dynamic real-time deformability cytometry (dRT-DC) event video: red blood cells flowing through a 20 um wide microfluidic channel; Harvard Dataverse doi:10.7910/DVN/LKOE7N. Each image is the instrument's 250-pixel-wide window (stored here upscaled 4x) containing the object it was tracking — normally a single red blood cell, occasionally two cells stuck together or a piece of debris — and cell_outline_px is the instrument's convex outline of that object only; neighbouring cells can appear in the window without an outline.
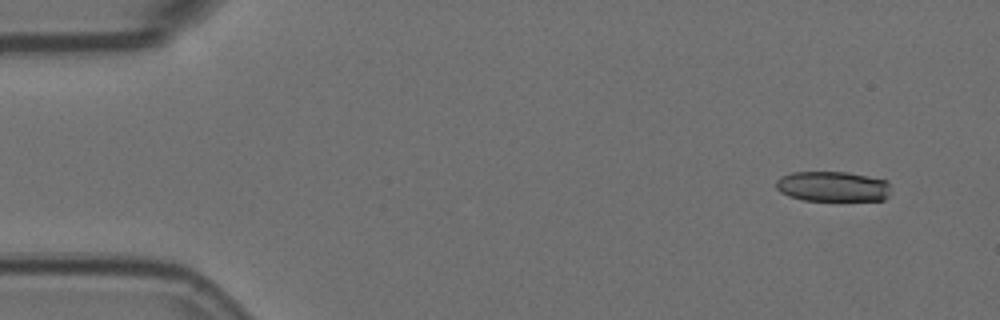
{"species": "Egyptian fruit bat (a non-hibernating species)", "species_latin": "Rousettus aegyptiacus", "temperature_condition": "room temperature", "stored_images_in_passage": 5, "camera_frame_rate_fps": 3000, "um_per_image_px": 0.085, "animal": {"sex": "female"}, "frame": {"image": 1, "passage_image": 1, "time_ms": 0.0, "image_size_px": [1000, 320], "cell_outline_px": [[892, 188], [888, 196], [884, 200], [804, 200], [788, 196], [780, 192], [776, 188], [776, 180], [780, 176], [792, 172], [848, 172], [888, 180]], "centroid_in_image_um": [70.8, 15.84], "position_along_channel_um": 14.2, "area_um2": 20.46}}
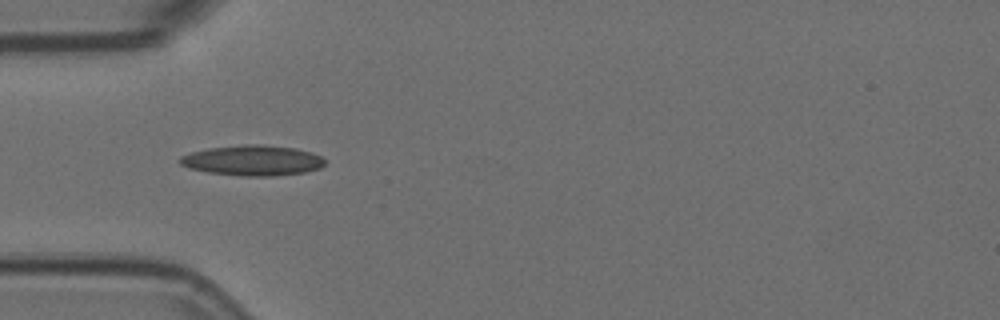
{"frame": {"image": 2, "passage_image": 4, "time_ms": 1.0, "image_size_px": [1000, 320], "cell_outline_px": [[324, 164], [320, 168], [304, 172], [276, 176], [240, 176], [208, 172], [188, 168], [180, 164], [176, 160], [180, 156], [192, 152], [208, 148], [248, 144], [256, 144], [292, 148], [312, 152], [320, 156], [324, 160]], "centroid_in_image_um": [21.43, 13.64], "position_along_channel_um": 63.6, "area_um2": 25.61}}
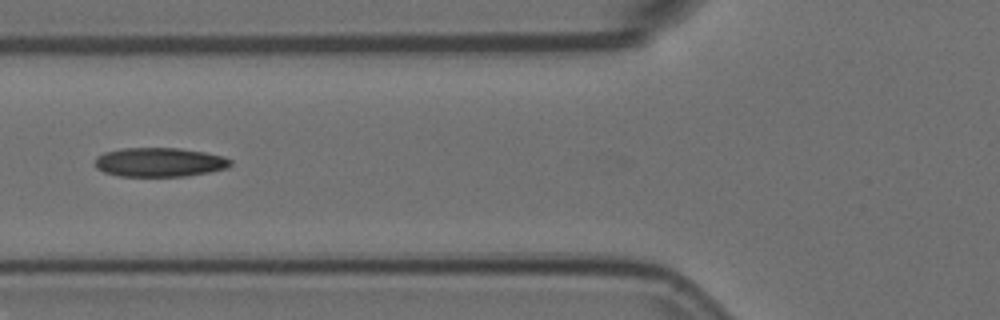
{"frame": {"image": 3, "passage_image": 5, "time_ms": 1.333, "image_size_px": [1000, 320], "cell_outline_px": [[232, 164], [228, 168], [188, 176], [120, 176], [104, 172], [96, 168], [96, 156], [104, 152], [124, 148], [180, 148], [204, 152], [224, 156], [232, 160]], "centroid_in_image_um": [13.58, 13.78], "position_along_channel_um": 112.2, "area_um2": 23.06}}